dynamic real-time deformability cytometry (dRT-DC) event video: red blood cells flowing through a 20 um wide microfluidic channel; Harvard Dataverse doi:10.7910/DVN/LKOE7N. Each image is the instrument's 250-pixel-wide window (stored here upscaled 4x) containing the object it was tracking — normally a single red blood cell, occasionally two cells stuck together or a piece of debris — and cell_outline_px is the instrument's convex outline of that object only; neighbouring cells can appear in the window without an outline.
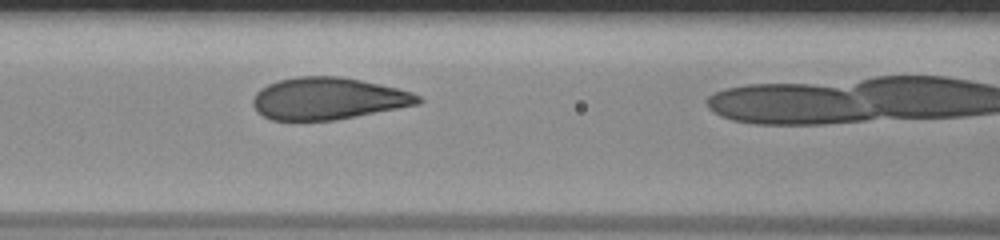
{"species": "human", "species_latin": "Homo sapiens", "temperature_condition": "room temperature", "stored_images_in_passage": 11, "camera_frame_rate_fps": 3000, "um_per_image_px": 0.085, "donor": {"sex": "male"}, "frame": {"image": 1, "passage_image": 10, "time_ms": 3.0, "image_size_px": [1000, 240], "cell_outline_px": [[424, 100], [420, 104], [356, 116], [332, 120], [272, 120], [256, 112], [252, 104], [252, 100], [256, 92], [260, 88], [268, 84], [280, 80], [296, 76], [336, 76], [360, 80], [380, 84], [412, 92], [420, 96]], "centroid_in_image_um": [27.87, 8.37], "position_along_channel_um": 138.7, "area_um2": 40.4}}